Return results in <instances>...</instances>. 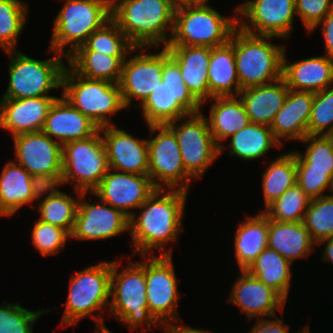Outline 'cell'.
<instances>
[{"label": "cell", "mask_w": 333, "mask_h": 333, "mask_svg": "<svg viewBox=\"0 0 333 333\" xmlns=\"http://www.w3.org/2000/svg\"><path fill=\"white\" fill-rule=\"evenodd\" d=\"M177 7L174 14L173 31L167 45L218 47L230 41L238 27V18L222 16L207 2ZM207 3V4H206Z\"/></svg>", "instance_id": "4"}, {"label": "cell", "mask_w": 333, "mask_h": 333, "mask_svg": "<svg viewBox=\"0 0 333 333\" xmlns=\"http://www.w3.org/2000/svg\"><path fill=\"white\" fill-rule=\"evenodd\" d=\"M325 243L324 251L322 253V262H331L333 264V238L324 239L318 242L316 245Z\"/></svg>", "instance_id": "52"}, {"label": "cell", "mask_w": 333, "mask_h": 333, "mask_svg": "<svg viewBox=\"0 0 333 333\" xmlns=\"http://www.w3.org/2000/svg\"><path fill=\"white\" fill-rule=\"evenodd\" d=\"M79 199L72 198L66 192L58 193L41 200L38 204L39 219L43 222L61 227L71 234Z\"/></svg>", "instance_id": "39"}, {"label": "cell", "mask_w": 333, "mask_h": 333, "mask_svg": "<svg viewBox=\"0 0 333 333\" xmlns=\"http://www.w3.org/2000/svg\"><path fill=\"white\" fill-rule=\"evenodd\" d=\"M318 27L322 29V35L324 37V48L326 50V56L333 58V9L309 32H313Z\"/></svg>", "instance_id": "50"}, {"label": "cell", "mask_w": 333, "mask_h": 333, "mask_svg": "<svg viewBox=\"0 0 333 333\" xmlns=\"http://www.w3.org/2000/svg\"><path fill=\"white\" fill-rule=\"evenodd\" d=\"M201 104L184 83L179 65L163 47L162 83L141 104L147 125H164L201 112Z\"/></svg>", "instance_id": "7"}, {"label": "cell", "mask_w": 333, "mask_h": 333, "mask_svg": "<svg viewBox=\"0 0 333 333\" xmlns=\"http://www.w3.org/2000/svg\"><path fill=\"white\" fill-rule=\"evenodd\" d=\"M302 222L316 244L333 238V194L311 199Z\"/></svg>", "instance_id": "42"}, {"label": "cell", "mask_w": 333, "mask_h": 333, "mask_svg": "<svg viewBox=\"0 0 333 333\" xmlns=\"http://www.w3.org/2000/svg\"><path fill=\"white\" fill-rule=\"evenodd\" d=\"M286 57L285 51L282 78L289 89L317 93L332 86L333 58L321 55L290 64Z\"/></svg>", "instance_id": "26"}, {"label": "cell", "mask_w": 333, "mask_h": 333, "mask_svg": "<svg viewBox=\"0 0 333 333\" xmlns=\"http://www.w3.org/2000/svg\"><path fill=\"white\" fill-rule=\"evenodd\" d=\"M147 126L151 136L147 139L148 176L153 185L188 191L193 177L185 170L175 133L166 124Z\"/></svg>", "instance_id": "12"}, {"label": "cell", "mask_w": 333, "mask_h": 333, "mask_svg": "<svg viewBox=\"0 0 333 333\" xmlns=\"http://www.w3.org/2000/svg\"><path fill=\"white\" fill-rule=\"evenodd\" d=\"M275 36L234 30V56L241 90L266 85L282 77L285 46L270 43Z\"/></svg>", "instance_id": "5"}, {"label": "cell", "mask_w": 333, "mask_h": 333, "mask_svg": "<svg viewBox=\"0 0 333 333\" xmlns=\"http://www.w3.org/2000/svg\"><path fill=\"white\" fill-rule=\"evenodd\" d=\"M187 196L188 191L182 189L156 188L138 208V216L133 214L129 218L134 254L150 256V252L156 249L160 255H172L171 248H163L170 242L177 243L183 231L181 224Z\"/></svg>", "instance_id": "1"}, {"label": "cell", "mask_w": 333, "mask_h": 333, "mask_svg": "<svg viewBox=\"0 0 333 333\" xmlns=\"http://www.w3.org/2000/svg\"><path fill=\"white\" fill-rule=\"evenodd\" d=\"M139 263H128L118 272L121 261L111 262L109 314L130 330L152 329L161 325L150 314L146 298L145 256ZM133 263V264H131Z\"/></svg>", "instance_id": "3"}, {"label": "cell", "mask_w": 333, "mask_h": 333, "mask_svg": "<svg viewBox=\"0 0 333 333\" xmlns=\"http://www.w3.org/2000/svg\"><path fill=\"white\" fill-rule=\"evenodd\" d=\"M68 67L62 77V96L99 128L114 125L109 116L127 109L119 84L87 79Z\"/></svg>", "instance_id": "10"}, {"label": "cell", "mask_w": 333, "mask_h": 333, "mask_svg": "<svg viewBox=\"0 0 333 333\" xmlns=\"http://www.w3.org/2000/svg\"><path fill=\"white\" fill-rule=\"evenodd\" d=\"M64 1L54 19L49 52L68 57L111 19V0ZM67 46L70 47L64 49Z\"/></svg>", "instance_id": "6"}, {"label": "cell", "mask_w": 333, "mask_h": 333, "mask_svg": "<svg viewBox=\"0 0 333 333\" xmlns=\"http://www.w3.org/2000/svg\"><path fill=\"white\" fill-rule=\"evenodd\" d=\"M289 88L281 77L279 80L255 87L246 88L238 93L250 123L270 126L276 113L282 108Z\"/></svg>", "instance_id": "27"}, {"label": "cell", "mask_w": 333, "mask_h": 333, "mask_svg": "<svg viewBox=\"0 0 333 333\" xmlns=\"http://www.w3.org/2000/svg\"><path fill=\"white\" fill-rule=\"evenodd\" d=\"M156 190L148 175H137L109 169L91 192L104 203L122 211L129 218Z\"/></svg>", "instance_id": "17"}, {"label": "cell", "mask_w": 333, "mask_h": 333, "mask_svg": "<svg viewBox=\"0 0 333 333\" xmlns=\"http://www.w3.org/2000/svg\"><path fill=\"white\" fill-rule=\"evenodd\" d=\"M45 313L25 309L20 303L0 306V333H33L34 322Z\"/></svg>", "instance_id": "44"}, {"label": "cell", "mask_w": 333, "mask_h": 333, "mask_svg": "<svg viewBox=\"0 0 333 333\" xmlns=\"http://www.w3.org/2000/svg\"><path fill=\"white\" fill-rule=\"evenodd\" d=\"M32 175L15 161H8L0 174V216H13L33 203Z\"/></svg>", "instance_id": "32"}, {"label": "cell", "mask_w": 333, "mask_h": 333, "mask_svg": "<svg viewBox=\"0 0 333 333\" xmlns=\"http://www.w3.org/2000/svg\"><path fill=\"white\" fill-rule=\"evenodd\" d=\"M128 56H111L98 51H74L69 66L80 76L119 84L123 63Z\"/></svg>", "instance_id": "33"}, {"label": "cell", "mask_w": 333, "mask_h": 333, "mask_svg": "<svg viewBox=\"0 0 333 333\" xmlns=\"http://www.w3.org/2000/svg\"><path fill=\"white\" fill-rule=\"evenodd\" d=\"M109 169L137 175H148V141L137 139L114 125L100 129Z\"/></svg>", "instance_id": "19"}, {"label": "cell", "mask_w": 333, "mask_h": 333, "mask_svg": "<svg viewBox=\"0 0 333 333\" xmlns=\"http://www.w3.org/2000/svg\"><path fill=\"white\" fill-rule=\"evenodd\" d=\"M31 182L33 202H35V200L39 201L38 199L44 200L47 197L58 193L60 190L57 189V187L64 185L62 172L32 175Z\"/></svg>", "instance_id": "48"}, {"label": "cell", "mask_w": 333, "mask_h": 333, "mask_svg": "<svg viewBox=\"0 0 333 333\" xmlns=\"http://www.w3.org/2000/svg\"><path fill=\"white\" fill-rule=\"evenodd\" d=\"M240 223L235 232L234 249L238 268L247 270L268 247L269 218L260 212Z\"/></svg>", "instance_id": "31"}, {"label": "cell", "mask_w": 333, "mask_h": 333, "mask_svg": "<svg viewBox=\"0 0 333 333\" xmlns=\"http://www.w3.org/2000/svg\"><path fill=\"white\" fill-rule=\"evenodd\" d=\"M58 97H32L0 100V128L11 136L39 132L52 103Z\"/></svg>", "instance_id": "23"}, {"label": "cell", "mask_w": 333, "mask_h": 333, "mask_svg": "<svg viewBox=\"0 0 333 333\" xmlns=\"http://www.w3.org/2000/svg\"><path fill=\"white\" fill-rule=\"evenodd\" d=\"M166 48L179 65L188 90L203 105L209 99L208 65L211 47L167 45Z\"/></svg>", "instance_id": "25"}, {"label": "cell", "mask_w": 333, "mask_h": 333, "mask_svg": "<svg viewBox=\"0 0 333 333\" xmlns=\"http://www.w3.org/2000/svg\"><path fill=\"white\" fill-rule=\"evenodd\" d=\"M307 131L308 135L333 134V86L314 93Z\"/></svg>", "instance_id": "43"}, {"label": "cell", "mask_w": 333, "mask_h": 333, "mask_svg": "<svg viewBox=\"0 0 333 333\" xmlns=\"http://www.w3.org/2000/svg\"><path fill=\"white\" fill-rule=\"evenodd\" d=\"M151 256V257H150ZM145 258L146 298L150 314L160 324L179 322L178 279L172 255H150Z\"/></svg>", "instance_id": "14"}, {"label": "cell", "mask_w": 333, "mask_h": 333, "mask_svg": "<svg viewBox=\"0 0 333 333\" xmlns=\"http://www.w3.org/2000/svg\"><path fill=\"white\" fill-rule=\"evenodd\" d=\"M164 329V333H212L203 329L188 327L186 325H176L172 322H168L161 325Z\"/></svg>", "instance_id": "51"}, {"label": "cell", "mask_w": 333, "mask_h": 333, "mask_svg": "<svg viewBox=\"0 0 333 333\" xmlns=\"http://www.w3.org/2000/svg\"><path fill=\"white\" fill-rule=\"evenodd\" d=\"M163 48L157 53H137L123 63L120 90L125 107L131 108L133 100L141 105L154 89L162 83Z\"/></svg>", "instance_id": "18"}, {"label": "cell", "mask_w": 333, "mask_h": 333, "mask_svg": "<svg viewBox=\"0 0 333 333\" xmlns=\"http://www.w3.org/2000/svg\"><path fill=\"white\" fill-rule=\"evenodd\" d=\"M303 329H304V330H302V332L299 330L298 333H309V327H308V326H307V327L304 326Z\"/></svg>", "instance_id": "55"}, {"label": "cell", "mask_w": 333, "mask_h": 333, "mask_svg": "<svg viewBox=\"0 0 333 333\" xmlns=\"http://www.w3.org/2000/svg\"><path fill=\"white\" fill-rule=\"evenodd\" d=\"M209 99L238 96L241 91L234 56V31L230 41L211 48L208 65Z\"/></svg>", "instance_id": "29"}, {"label": "cell", "mask_w": 333, "mask_h": 333, "mask_svg": "<svg viewBox=\"0 0 333 333\" xmlns=\"http://www.w3.org/2000/svg\"><path fill=\"white\" fill-rule=\"evenodd\" d=\"M75 51H98L111 56H127L133 52H144V47H135L118 25L110 19Z\"/></svg>", "instance_id": "37"}, {"label": "cell", "mask_w": 333, "mask_h": 333, "mask_svg": "<svg viewBox=\"0 0 333 333\" xmlns=\"http://www.w3.org/2000/svg\"><path fill=\"white\" fill-rule=\"evenodd\" d=\"M31 233L34 248L43 256L58 254L70 238L65 229L41 220L34 222Z\"/></svg>", "instance_id": "45"}, {"label": "cell", "mask_w": 333, "mask_h": 333, "mask_svg": "<svg viewBox=\"0 0 333 333\" xmlns=\"http://www.w3.org/2000/svg\"><path fill=\"white\" fill-rule=\"evenodd\" d=\"M95 330L97 331L96 333H113L106 326L105 327L96 328Z\"/></svg>", "instance_id": "54"}, {"label": "cell", "mask_w": 333, "mask_h": 333, "mask_svg": "<svg viewBox=\"0 0 333 333\" xmlns=\"http://www.w3.org/2000/svg\"><path fill=\"white\" fill-rule=\"evenodd\" d=\"M316 243L300 222H279L269 219L268 248L275 250L291 264L315 250Z\"/></svg>", "instance_id": "30"}, {"label": "cell", "mask_w": 333, "mask_h": 333, "mask_svg": "<svg viewBox=\"0 0 333 333\" xmlns=\"http://www.w3.org/2000/svg\"><path fill=\"white\" fill-rule=\"evenodd\" d=\"M175 9L170 0H111V19L135 47L148 50L169 43Z\"/></svg>", "instance_id": "2"}, {"label": "cell", "mask_w": 333, "mask_h": 333, "mask_svg": "<svg viewBox=\"0 0 333 333\" xmlns=\"http://www.w3.org/2000/svg\"><path fill=\"white\" fill-rule=\"evenodd\" d=\"M229 139V155L246 161L267 155L272 147H282L274 138L270 126L257 123H249Z\"/></svg>", "instance_id": "35"}, {"label": "cell", "mask_w": 333, "mask_h": 333, "mask_svg": "<svg viewBox=\"0 0 333 333\" xmlns=\"http://www.w3.org/2000/svg\"><path fill=\"white\" fill-rule=\"evenodd\" d=\"M166 125L177 137L185 170L194 179L203 176L220 156V147L211 134L205 115L202 112L190 114Z\"/></svg>", "instance_id": "13"}, {"label": "cell", "mask_w": 333, "mask_h": 333, "mask_svg": "<svg viewBox=\"0 0 333 333\" xmlns=\"http://www.w3.org/2000/svg\"><path fill=\"white\" fill-rule=\"evenodd\" d=\"M296 15L310 32L332 9L333 0H295Z\"/></svg>", "instance_id": "47"}, {"label": "cell", "mask_w": 333, "mask_h": 333, "mask_svg": "<svg viewBox=\"0 0 333 333\" xmlns=\"http://www.w3.org/2000/svg\"><path fill=\"white\" fill-rule=\"evenodd\" d=\"M291 265L278 252L267 247L246 271L287 301L292 279Z\"/></svg>", "instance_id": "34"}, {"label": "cell", "mask_w": 333, "mask_h": 333, "mask_svg": "<svg viewBox=\"0 0 333 333\" xmlns=\"http://www.w3.org/2000/svg\"><path fill=\"white\" fill-rule=\"evenodd\" d=\"M28 5L21 0H0V47L15 50L18 36L26 25Z\"/></svg>", "instance_id": "41"}, {"label": "cell", "mask_w": 333, "mask_h": 333, "mask_svg": "<svg viewBox=\"0 0 333 333\" xmlns=\"http://www.w3.org/2000/svg\"><path fill=\"white\" fill-rule=\"evenodd\" d=\"M296 183L295 154L291 151L276 156L262 174L265 209Z\"/></svg>", "instance_id": "36"}, {"label": "cell", "mask_w": 333, "mask_h": 333, "mask_svg": "<svg viewBox=\"0 0 333 333\" xmlns=\"http://www.w3.org/2000/svg\"><path fill=\"white\" fill-rule=\"evenodd\" d=\"M300 142L306 143V151L295 154L296 169L329 171L333 176V137L307 135Z\"/></svg>", "instance_id": "38"}, {"label": "cell", "mask_w": 333, "mask_h": 333, "mask_svg": "<svg viewBox=\"0 0 333 333\" xmlns=\"http://www.w3.org/2000/svg\"><path fill=\"white\" fill-rule=\"evenodd\" d=\"M275 319L257 318L256 324L250 329L248 333H289V326L283 321V319L276 318L278 315L274 316Z\"/></svg>", "instance_id": "49"}, {"label": "cell", "mask_w": 333, "mask_h": 333, "mask_svg": "<svg viewBox=\"0 0 333 333\" xmlns=\"http://www.w3.org/2000/svg\"><path fill=\"white\" fill-rule=\"evenodd\" d=\"M111 262L104 261L75 272L70 279L69 292L61 318V326L75 325L87 316L95 321L96 328L105 327L101 314L110 299ZM100 317V318H99Z\"/></svg>", "instance_id": "8"}, {"label": "cell", "mask_w": 333, "mask_h": 333, "mask_svg": "<svg viewBox=\"0 0 333 333\" xmlns=\"http://www.w3.org/2000/svg\"><path fill=\"white\" fill-rule=\"evenodd\" d=\"M109 170L106 150L100 130L93 136L65 143L62 146L63 183L74 190L91 193Z\"/></svg>", "instance_id": "11"}, {"label": "cell", "mask_w": 333, "mask_h": 333, "mask_svg": "<svg viewBox=\"0 0 333 333\" xmlns=\"http://www.w3.org/2000/svg\"><path fill=\"white\" fill-rule=\"evenodd\" d=\"M296 178L297 184L311 199L328 195L324 194L325 190L332 192V175L329 171L296 169Z\"/></svg>", "instance_id": "46"}, {"label": "cell", "mask_w": 333, "mask_h": 333, "mask_svg": "<svg viewBox=\"0 0 333 333\" xmlns=\"http://www.w3.org/2000/svg\"><path fill=\"white\" fill-rule=\"evenodd\" d=\"M78 193V209L70 238L77 240H104L129 232V217L98 199L97 204L89 203L84 196L88 193Z\"/></svg>", "instance_id": "16"}, {"label": "cell", "mask_w": 333, "mask_h": 333, "mask_svg": "<svg viewBox=\"0 0 333 333\" xmlns=\"http://www.w3.org/2000/svg\"><path fill=\"white\" fill-rule=\"evenodd\" d=\"M228 301L235 304L247 319L274 317L283 312L286 300L265 283L241 270L231 289Z\"/></svg>", "instance_id": "20"}, {"label": "cell", "mask_w": 333, "mask_h": 333, "mask_svg": "<svg viewBox=\"0 0 333 333\" xmlns=\"http://www.w3.org/2000/svg\"><path fill=\"white\" fill-rule=\"evenodd\" d=\"M234 12L241 17L237 18L242 31L281 39L290 37L296 6L295 0H247Z\"/></svg>", "instance_id": "15"}, {"label": "cell", "mask_w": 333, "mask_h": 333, "mask_svg": "<svg viewBox=\"0 0 333 333\" xmlns=\"http://www.w3.org/2000/svg\"><path fill=\"white\" fill-rule=\"evenodd\" d=\"M15 162L31 175L62 172V145L39 132L13 136Z\"/></svg>", "instance_id": "21"}, {"label": "cell", "mask_w": 333, "mask_h": 333, "mask_svg": "<svg viewBox=\"0 0 333 333\" xmlns=\"http://www.w3.org/2000/svg\"><path fill=\"white\" fill-rule=\"evenodd\" d=\"M331 189H332V194H333V176H332V180H331Z\"/></svg>", "instance_id": "56"}, {"label": "cell", "mask_w": 333, "mask_h": 333, "mask_svg": "<svg viewBox=\"0 0 333 333\" xmlns=\"http://www.w3.org/2000/svg\"><path fill=\"white\" fill-rule=\"evenodd\" d=\"M212 100L209 117L205 118L221 155L226 149L222 141L242 130L250 120L239 96H218Z\"/></svg>", "instance_id": "28"}, {"label": "cell", "mask_w": 333, "mask_h": 333, "mask_svg": "<svg viewBox=\"0 0 333 333\" xmlns=\"http://www.w3.org/2000/svg\"><path fill=\"white\" fill-rule=\"evenodd\" d=\"M201 0H170V2L177 8L184 5L194 4Z\"/></svg>", "instance_id": "53"}, {"label": "cell", "mask_w": 333, "mask_h": 333, "mask_svg": "<svg viewBox=\"0 0 333 333\" xmlns=\"http://www.w3.org/2000/svg\"><path fill=\"white\" fill-rule=\"evenodd\" d=\"M314 93L289 89L282 108L276 113L270 129L274 138L283 146L281 139L301 141L308 135Z\"/></svg>", "instance_id": "24"}, {"label": "cell", "mask_w": 333, "mask_h": 333, "mask_svg": "<svg viewBox=\"0 0 333 333\" xmlns=\"http://www.w3.org/2000/svg\"><path fill=\"white\" fill-rule=\"evenodd\" d=\"M99 129L96 123L61 96L50 106L41 131L63 146L71 141L87 139Z\"/></svg>", "instance_id": "22"}, {"label": "cell", "mask_w": 333, "mask_h": 333, "mask_svg": "<svg viewBox=\"0 0 333 333\" xmlns=\"http://www.w3.org/2000/svg\"><path fill=\"white\" fill-rule=\"evenodd\" d=\"M311 198L296 183L262 212L271 220L279 222L303 221Z\"/></svg>", "instance_id": "40"}, {"label": "cell", "mask_w": 333, "mask_h": 333, "mask_svg": "<svg viewBox=\"0 0 333 333\" xmlns=\"http://www.w3.org/2000/svg\"><path fill=\"white\" fill-rule=\"evenodd\" d=\"M10 58L9 83L2 99H23L32 97H56L48 93L62 88L65 70L63 56L54 52L52 58L36 60L15 50L5 51ZM63 57V58H62Z\"/></svg>", "instance_id": "9"}]
</instances>
